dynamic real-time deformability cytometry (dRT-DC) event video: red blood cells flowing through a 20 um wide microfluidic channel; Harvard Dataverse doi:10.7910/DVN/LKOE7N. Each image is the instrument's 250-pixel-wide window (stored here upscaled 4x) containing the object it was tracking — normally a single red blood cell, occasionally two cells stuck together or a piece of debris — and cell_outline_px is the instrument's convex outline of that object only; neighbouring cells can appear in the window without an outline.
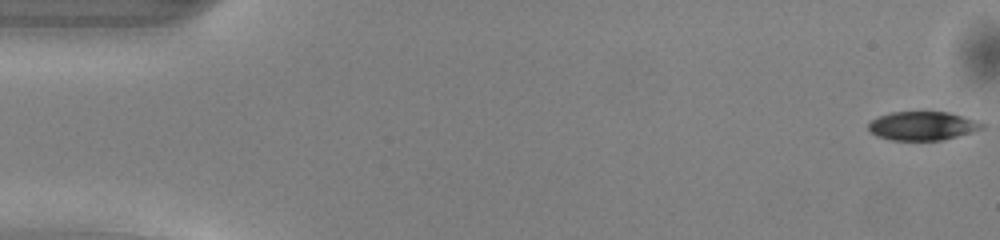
{"species": "common noctule bat (a hibernating species)", "species_latin": "Nyctalus noctula", "temperature_condition": "warm", "stored_images_in_passage": 50, "camera_frame_rate_fps": 3000, "um_per_image_px": 0.085, "animal": {"sex": "male", "body_mass_g": 13.0, "forearm_length_mm": 53.1}, "frame": {"image": 1, "passage_image": 1, "time_ms": 0.0, "image_size_px": [1000, 240], "cell_outline_px": [[984, 128], [956, 136], [940, 140], [892, 140], [876, 136], [868, 128], [868, 124], [872, 120], [880, 116], [892, 112], [948, 112], [976, 120], [984, 124]], "centroid_in_image_um": [78.4, 10.7], "position_along_channel_um": 6.6, "area_um2": 18.73}}
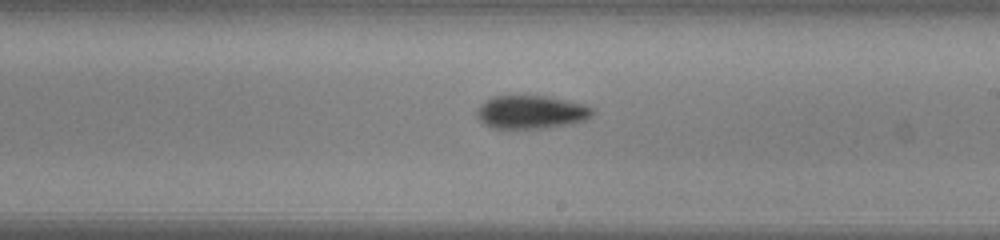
{"frame": {"image": 2, "passage_image": 29, "time_ms": 9.333, "image_size_px": [1000, 240], "cell_outline_px": [[592, 112], [584, 120], [572, 124], [544, 128], [492, 128], [484, 124], [476, 116], [476, 108], [484, 100], [492, 96], [548, 96], [584, 104], [592, 108]], "centroid_in_image_um": [45.08, 9.52], "position_along_channel_um": 243.9, "area_um2": 22.43}}
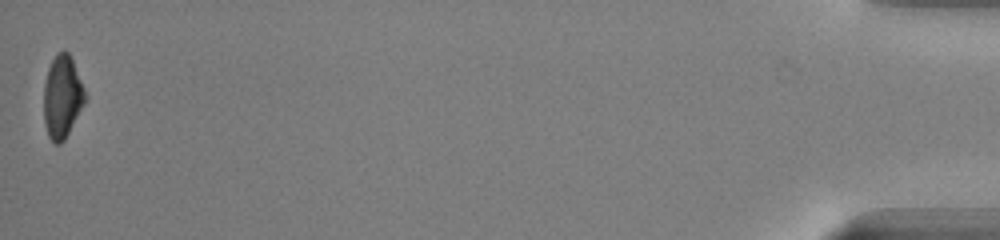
{"frame": {"image": 3, "passage_image": 50, "time_ms": 16.333, "image_size_px": [1000, 240], "cell_outline_px": [[84, 104], [64, 140], [60, 144], [56, 144], [48, 136], [44, 124], [44, 84], [48, 68], [56, 52], [64, 48], [68, 52], [72, 60], [84, 88]], "centroid_in_image_um": [5.26, 8.21], "position_along_channel_um": 429.9, "area_um2": 19.71}, "authors_computed_cell_mechanics": {"area_um2": 21.097, "velocity_mm_per_s": 4.1148, "shape_relaxation_time_tau1_ms": 3.2392, "shape_relaxation_time_tau2_ms": null, "deformation_change_tau1": 0.1285, "deformation_change_tau2": null}}